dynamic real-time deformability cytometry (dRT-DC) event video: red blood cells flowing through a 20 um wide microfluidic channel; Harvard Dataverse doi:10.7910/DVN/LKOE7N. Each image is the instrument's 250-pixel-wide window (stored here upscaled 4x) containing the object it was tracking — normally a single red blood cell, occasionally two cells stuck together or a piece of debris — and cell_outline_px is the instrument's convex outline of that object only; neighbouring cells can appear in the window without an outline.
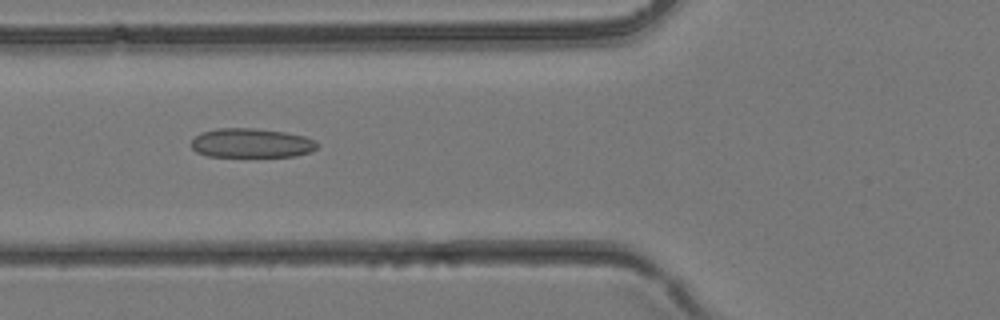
{"species": "common noctule bat (a hibernating species)", "species_latin": "Nyctalus noctula", "temperature_condition": "room temperature", "stored_images_in_passage": 37, "camera_frame_rate_fps": 3000, "um_per_image_px": 0.085, "animal": {"sex": "female", "body_mass_g": 24.6, "forearm_length_mm": 56.2}, "frame": {"image": 1, "passage_image": 14, "time_ms": 4.333, "image_size_px": [1000, 320], "cell_outline_px": [[320, 144], [312, 152], [296, 156], [208, 156], [196, 152], [188, 144], [200, 132], [216, 128], [256, 128], [284, 132], [304, 136], [316, 140]], "centroid_in_image_um": [21.37, 12.15], "position_along_channel_um": 104.4, "area_um2": 21.73}}
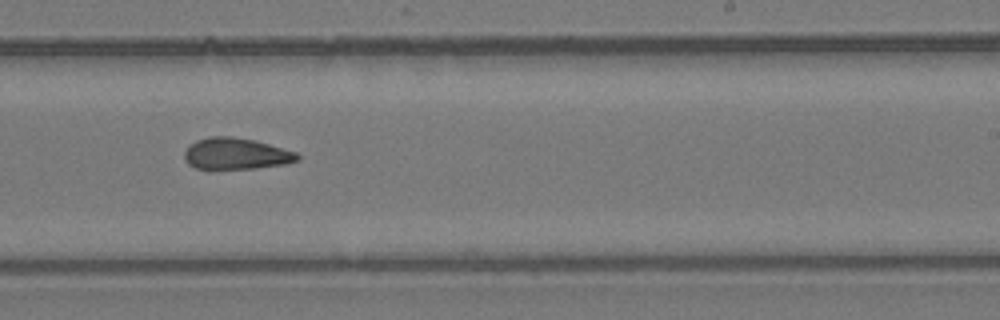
{"frame": {"image": 2, "passage_image": 23, "time_ms": 7.333, "image_size_px": [1000, 320], "cell_outline_px": [[300, 160], [284, 164], [256, 168], [196, 168], [188, 164], [184, 160], [184, 152], [188, 144], [196, 140], [208, 136], [232, 136], [256, 140], [296, 152], [300, 156]], "centroid_in_image_um": [20.04, 13.04], "position_along_channel_um": 269.0, "area_um2": 20.81}}
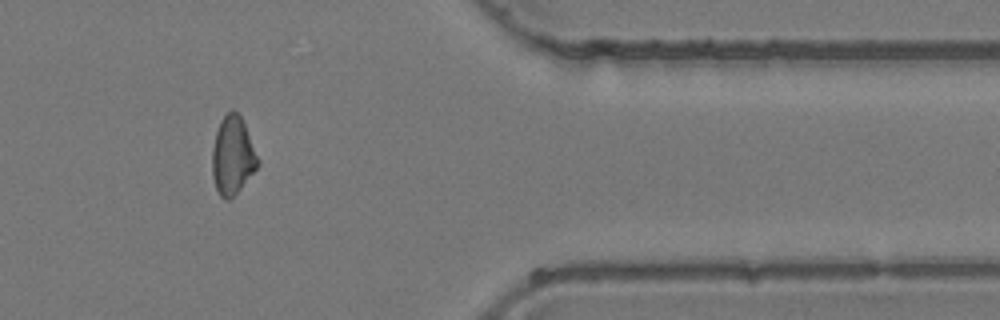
{"frame": {"image": 3, "passage_image": 31, "time_ms": 10.0, "image_size_px": [1000, 320], "cell_outline_px": [[260, 164], [240, 188], [228, 200], [224, 200], [220, 196], [216, 188], [212, 176], [212, 148], [216, 132], [220, 120], [232, 108], [240, 116], [244, 124], [260, 160]], "centroid_in_image_um": [19.76, 13.22], "position_along_channel_um": 391.6, "area_um2": 20.63}}